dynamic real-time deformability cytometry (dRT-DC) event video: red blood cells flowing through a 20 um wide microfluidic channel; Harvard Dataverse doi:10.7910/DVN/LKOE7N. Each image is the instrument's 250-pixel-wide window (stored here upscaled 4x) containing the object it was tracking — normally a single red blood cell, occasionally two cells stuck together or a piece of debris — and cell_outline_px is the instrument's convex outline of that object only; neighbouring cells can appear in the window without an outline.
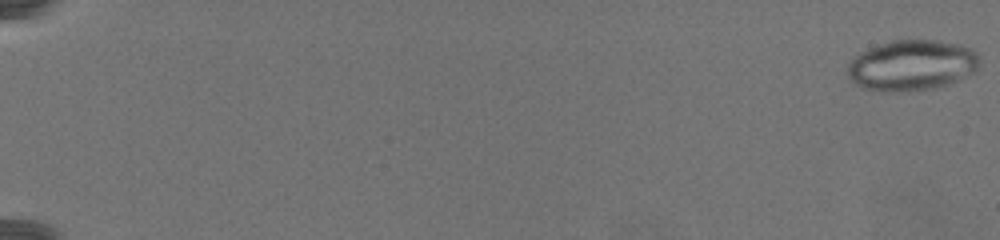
{"species": "common noctule bat (a hibernating species)", "species_latin": "Nyctalus noctula", "temperature_condition": "warm", "stored_images_in_passage": 79, "camera_frame_rate_fps": 3000, "um_per_image_px": 0.085, "animal": {"sex": "female", "body_mass_g": 19.5, "forearm_length_mm": 54.1}, "frame": {"image": 1, "passage_image": 1, "time_ms": 0.0, "image_size_px": [1000, 240], "cell_outline_px": [[980, 64], [972, 72], [948, 84], [936, 88], [900, 92], [860, 88], [852, 84], [848, 76], [848, 64], [860, 52], [880, 44], [892, 40], [936, 40], [956, 44], [972, 48], [980, 56]], "centroid_in_image_um": [77.49, 5.55], "position_along_channel_um": 7.5, "area_um2": 38.9}}
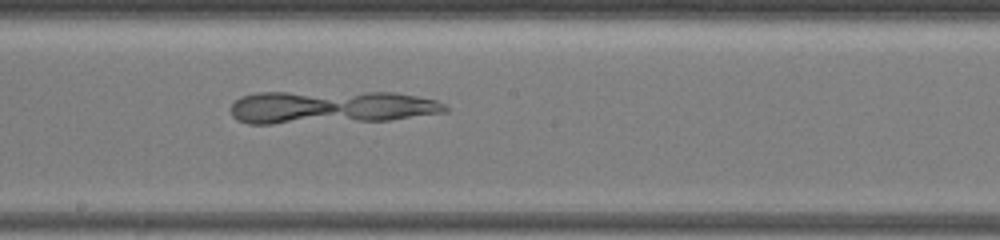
{"frame": {"image": 2, "passage_image": 48, "time_ms": 15.667, "image_size_px": [1000, 240], "cell_outline_px": [[448, 112], [392, 120], [272, 124], [248, 124], [236, 120], [232, 116], [232, 104], [240, 96], [256, 92], [396, 92], [436, 100], [444, 104], [448, 108]], "centroid_in_image_um": [28.12, 9.11], "position_along_channel_um": 220.1, "area_um2": 41.79}}